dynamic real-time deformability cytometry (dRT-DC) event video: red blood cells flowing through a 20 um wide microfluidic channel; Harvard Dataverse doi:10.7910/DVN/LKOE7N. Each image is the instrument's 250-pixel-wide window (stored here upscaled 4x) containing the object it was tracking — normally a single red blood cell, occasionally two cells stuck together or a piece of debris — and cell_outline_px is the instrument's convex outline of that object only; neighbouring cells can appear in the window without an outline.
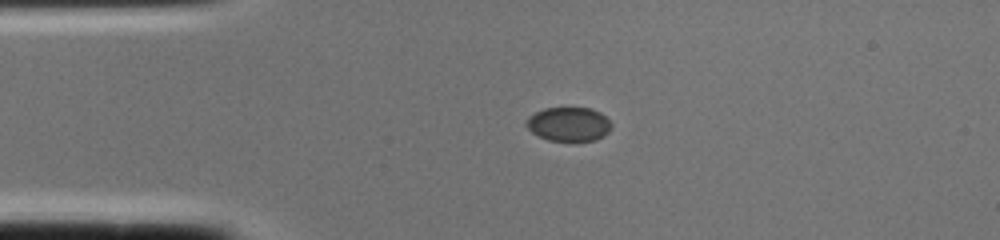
{"species": "common noctule bat (a hibernating species)", "species_latin": "Nyctalus noctula", "temperature_condition": "cold", "stored_images_in_passage": 2, "camera_frame_rate_fps": 3000, "um_per_image_px": 0.085, "animal": {"sex": "female", "body_mass_g": 22.0, "forearm_length_mm": 56.7}, "frame": {"image": 1, "passage_image": 1, "time_ms": 0.0, "image_size_px": [1000, 240], "cell_outline_px": [[612, 128], [604, 136], [596, 140], [548, 140], [532, 132], [524, 124], [528, 116], [544, 108], [592, 108], [600, 112], [612, 124]], "centroid_in_image_um": [48.35, 10.54], "position_along_channel_um": 36.7, "area_um2": 16.82}}